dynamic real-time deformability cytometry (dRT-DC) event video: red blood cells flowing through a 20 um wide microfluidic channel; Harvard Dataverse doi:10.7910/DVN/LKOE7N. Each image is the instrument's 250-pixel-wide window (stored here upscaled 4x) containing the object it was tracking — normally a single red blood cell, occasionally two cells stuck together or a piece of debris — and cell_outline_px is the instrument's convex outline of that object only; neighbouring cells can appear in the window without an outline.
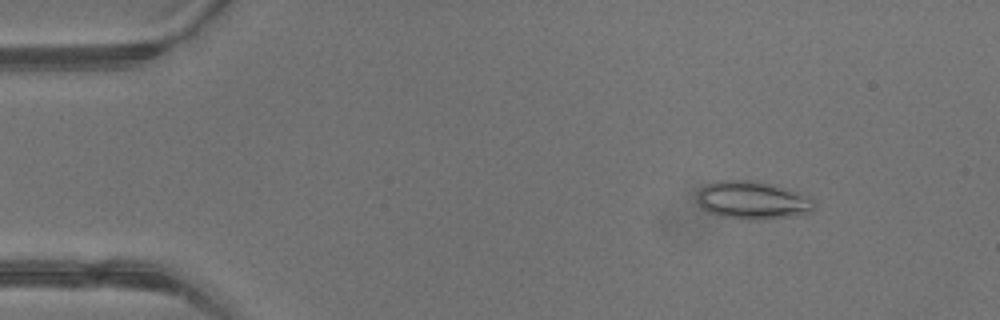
{"species": "common noctule bat (a hibernating species)", "species_latin": "Nyctalus noctula", "temperature_condition": "warm", "stored_images_in_passage": 3, "camera_frame_rate_fps": 3000, "um_per_image_px": 0.085, "animal": {"sex": "male", "body_mass_g": 13.3}, "frame": {"image": 1, "passage_image": 2, "time_ms": 0.333, "image_size_px": [1000, 320], "cell_outline_px": [[816, 208], [812, 212], [788, 216], [752, 220], [740, 220], [720, 216], [708, 212], [696, 200], [696, 192], [704, 184], [716, 180], [748, 180], [768, 184], [796, 192], [812, 200]], "centroid_in_image_um": [63.86, 17.02], "position_along_channel_um": 21.1, "area_um2": 25.72}}